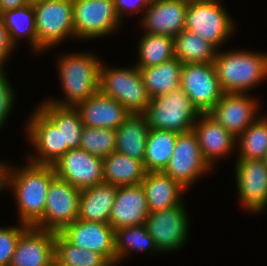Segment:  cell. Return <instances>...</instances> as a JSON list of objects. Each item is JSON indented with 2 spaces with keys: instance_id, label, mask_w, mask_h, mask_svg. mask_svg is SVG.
Returning a JSON list of instances; mask_svg holds the SVG:
<instances>
[{
  "instance_id": "cell-8",
  "label": "cell",
  "mask_w": 267,
  "mask_h": 266,
  "mask_svg": "<svg viewBox=\"0 0 267 266\" xmlns=\"http://www.w3.org/2000/svg\"><path fill=\"white\" fill-rule=\"evenodd\" d=\"M72 4L75 38H102L120 27L114 0H72Z\"/></svg>"
},
{
  "instance_id": "cell-34",
  "label": "cell",
  "mask_w": 267,
  "mask_h": 266,
  "mask_svg": "<svg viewBox=\"0 0 267 266\" xmlns=\"http://www.w3.org/2000/svg\"><path fill=\"white\" fill-rule=\"evenodd\" d=\"M267 117V116H266ZM259 116L238 137L237 159H263L267 152V118Z\"/></svg>"
},
{
  "instance_id": "cell-26",
  "label": "cell",
  "mask_w": 267,
  "mask_h": 266,
  "mask_svg": "<svg viewBox=\"0 0 267 266\" xmlns=\"http://www.w3.org/2000/svg\"><path fill=\"white\" fill-rule=\"evenodd\" d=\"M38 108L61 129L62 146H66V152L79 148L84 125L75 107L58 106L45 100Z\"/></svg>"
},
{
  "instance_id": "cell-15",
  "label": "cell",
  "mask_w": 267,
  "mask_h": 266,
  "mask_svg": "<svg viewBox=\"0 0 267 266\" xmlns=\"http://www.w3.org/2000/svg\"><path fill=\"white\" fill-rule=\"evenodd\" d=\"M56 176L83 190L104 182L103 158L82 150H68L54 164Z\"/></svg>"
},
{
  "instance_id": "cell-24",
  "label": "cell",
  "mask_w": 267,
  "mask_h": 266,
  "mask_svg": "<svg viewBox=\"0 0 267 266\" xmlns=\"http://www.w3.org/2000/svg\"><path fill=\"white\" fill-rule=\"evenodd\" d=\"M116 193L117 187L106 182L81 190L77 219L109 223Z\"/></svg>"
},
{
  "instance_id": "cell-25",
  "label": "cell",
  "mask_w": 267,
  "mask_h": 266,
  "mask_svg": "<svg viewBox=\"0 0 267 266\" xmlns=\"http://www.w3.org/2000/svg\"><path fill=\"white\" fill-rule=\"evenodd\" d=\"M149 131L150 127L143 113L130 114L116 129L115 151L143 163Z\"/></svg>"
},
{
  "instance_id": "cell-4",
  "label": "cell",
  "mask_w": 267,
  "mask_h": 266,
  "mask_svg": "<svg viewBox=\"0 0 267 266\" xmlns=\"http://www.w3.org/2000/svg\"><path fill=\"white\" fill-rule=\"evenodd\" d=\"M143 114L150 129L178 134L192 131L200 115L181 87L152 98Z\"/></svg>"
},
{
  "instance_id": "cell-16",
  "label": "cell",
  "mask_w": 267,
  "mask_h": 266,
  "mask_svg": "<svg viewBox=\"0 0 267 266\" xmlns=\"http://www.w3.org/2000/svg\"><path fill=\"white\" fill-rule=\"evenodd\" d=\"M59 233L73 245L97 252L116 266L115 230L109 223L76 219Z\"/></svg>"
},
{
  "instance_id": "cell-45",
  "label": "cell",
  "mask_w": 267,
  "mask_h": 266,
  "mask_svg": "<svg viewBox=\"0 0 267 266\" xmlns=\"http://www.w3.org/2000/svg\"><path fill=\"white\" fill-rule=\"evenodd\" d=\"M263 160H264V163H265V164H266V166H267V152H266V154H265V156H264Z\"/></svg>"
},
{
  "instance_id": "cell-35",
  "label": "cell",
  "mask_w": 267,
  "mask_h": 266,
  "mask_svg": "<svg viewBox=\"0 0 267 266\" xmlns=\"http://www.w3.org/2000/svg\"><path fill=\"white\" fill-rule=\"evenodd\" d=\"M55 259L65 266H113L103 255L68 242L55 234Z\"/></svg>"
},
{
  "instance_id": "cell-22",
  "label": "cell",
  "mask_w": 267,
  "mask_h": 266,
  "mask_svg": "<svg viewBox=\"0 0 267 266\" xmlns=\"http://www.w3.org/2000/svg\"><path fill=\"white\" fill-rule=\"evenodd\" d=\"M83 125L117 129L131 114L117 100L98 91L76 107Z\"/></svg>"
},
{
  "instance_id": "cell-10",
  "label": "cell",
  "mask_w": 267,
  "mask_h": 266,
  "mask_svg": "<svg viewBox=\"0 0 267 266\" xmlns=\"http://www.w3.org/2000/svg\"><path fill=\"white\" fill-rule=\"evenodd\" d=\"M211 169L202 156L195 132L192 130L179 133L172 156L163 173L187 190Z\"/></svg>"
},
{
  "instance_id": "cell-1",
  "label": "cell",
  "mask_w": 267,
  "mask_h": 266,
  "mask_svg": "<svg viewBox=\"0 0 267 266\" xmlns=\"http://www.w3.org/2000/svg\"><path fill=\"white\" fill-rule=\"evenodd\" d=\"M55 176L53 165L28 161L21 168L9 166L6 187H12L20 223L34 226L43 217L48 189Z\"/></svg>"
},
{
  "instance_id": "cell-31",
  "label": "cell",
  "mask_w": 267,
  "mask_h": 266,
  "mask_svg": "<svg viewBox=\"0 0 267 266\" xmlns=\"http://www.w3.org/2000/svg\"><path fill=\"white\" fill-rule=\"evenodd\" d=\"M138 45V69L157 66L175 57L174 38L145 32Z\"/></svg>"
},
{
  "instance_id": "cell-42",
  "label": "cell",
  "mask_w": 267,
  "mask_h": 266,
  "mask_svg": "<svg viewBox=\"0 0 267 266\" xmlns=\"http://www.w3.org/2000/svg\"><path fill=\"white\" fill-rule=\"evenodd\" d=\"M9 166L0 160V192L6 188L7 171Z\"/></svg>"
},
{
  "instance_id": "cell-17",
  "label": "cell",
  "mask_w": 267,
  "mask_h": 266,
  "mask_svg": "<svg viewBox=\"0 0 267 266\" xmlns=\"http://www.w3.org/2000/svg\"><path fill=\"white\" fill-rule=\"evenodd\" d=\"M257 101L247 93H224L208 114L237 138L258 118Z\"/></svg>"
},
{
  "instance_id": "cell-41",
  "label": "cell",
  "mask_w": 267,
  "mask_h": 266,
  "mask_svg": "<svg viewBox=\"0 0 267 266\" xmlns=\"http://www.w3.org/2000/svg\"><path fill=\"white\" fill-rule=\"evenodd\" d=\"M29 3V0H0V14L6 10H11L25 6Z\"/></svg>"
},
{
  "instance_id": "cell-40",
  "label": "cell",
  "mask_w": 267,
  "mask_h": 266,
  "mask_svg": "<svg viewBox=\"0 0 267 266\" xmlns=\"http://www.w3.org/2000/svg\"><path fill=\"white\" fill-rule=\"evenodd\" d=\"M15 46L11 43L8 30L4 25L3 19L0 17V70H4L6 63Z\"/></svg>"
},
{
  "instance_id": "cell-38",
  "label": "cell",
  "mask_w": 267,
  "mask_h": 266,
  "mask_svg": "<svg viewBox=\"0 0 267 266\" xmlns=\"http://www.w3.org/2000/svg\"><path fill=\"white\" fill-rule=\"evenodd\" d=\"M6 73L4 70H0V128L4 126L8 116L10 115L14 101H15V93L11 84L6 77Z\"/></svg>"
},
{
  "instance_id": "cell-30",
  "label": "cell",
  "mask_w": 267,
  "mask_h": 266,
  "mask_svg": "<svg viewBox=\"0 0 267 266\" xmlns=\"http://www.w3.org/2000/svg\"><path fill=\"white\" fill-rule=\"evenodd\" d=\"M175 58L182 64L214 62L218 49L186 29L174 37Z\"/></svg>"
},
{
  "instance_id": "cell-23",
  "label": "cell",
  "mask_w": 267,
  "mask_h": 266,
  "mask_svg": "<svg viewBox=\"0 0 267 266\" xmlns=\"http://www.w3.org/2000/svg\"><path fill=\"white\" fill-rule=\"evenodd\" d=\"M150 212L168 209L183 201L187 190L163 172H146L141 181Z\"/></svg>"
},
{
  "instance_id": "cell-44",
  "label": "cell",
  "mask_w": 267,
  "mask_h": 266,
  "mask_svg": "<svg viewBox=\"0 0 267 266\" xmlns=\"http://www.w3.org/2000/svg\"><path fill=\"white\" fill-rule=\"evenodd\" d=\"M42 1H45V0H29V3L31 5H34V4L39 3V2H42Z\"/></svg>"
},
{
  "instance_id": "cell-18",
  "label": "cell",
  "mask_w": 267,
  "mask_h": 266,
  "mask_svg": "<svg viewBox=\"0 0 267 266\" xmlns=\"http://www.w3.org/2000/svg\"><path fill=\"white\" fill-rule=\"evenodd\" d=\"M55 234L28 226L18 238L9 266H50L55 259Z\"/></svg>"
},
{
  "instance_id": "cell-36",
  "label": "cell",
  "mask_w": 267,
  "mask_h": 266,
  "mask_svg": "<svg viewBox=\"0 0 267 266\" xmlns=\"http://www.w3.org/2000/svg\"><path fill=\"white\" fill-rule=\"evenodd\" d=\"M79 147L100 158L116 149V129L84 126Z\"/></svg>"
},
{
  "instance_id": "cell-33",
  "label": "cell",
  "mask_w": 267,
  "mask_h": 266,
  "mask_svg": "<svg viewBox=\"0 0 267 266\" xmlns=\"http://www.w3.org/2000/svg\"><path fill=\"white\" fill-rule=\"evenodd\" d=\"M116 265L133 251L159 252L145 225L122 227L115 230Z\"/></svg>"
},
{
  "instance_id": "cell-7",
  "label": "cell",
  "mask_w": 267,
  "mask_h": 266,
  "mask_svg": "<svg viewBox=\"0 0 267 266\" xmlns=\"http://www.w3.org/2000/svg\"><path fill=\"white\" fill-rule=\"evenodd\" d=\"M37 34V52L75 38L72 0H45L33 5Z\"/></svg>"
},
{
  "instance_id": "cell-5",
  "label": "cell",
  "mask_w": 267,
  "mask_h": 266,
  "mask_svg": "<svg viewBox=\"0 0 267 266\" xmlns=\"http://www.w3.org/2000/svg\"><path fill=\"white\" fill-rule=\"evenodd\" d=\"M99 91L117 100L131 114L144 113L151 101L140 70L131 68H109L100 64Z\"/></svg>"
},
{
  "instance_id": "cell-9",
  "label": "cell",
  "mask_w": 267,
  "mask_h": 266,
  "mask_svg": "<svg viewBox=\"0 0 267 266\" xmlns=\"http://www.w3.org/2000/svg\"><path fill=\"white\" fill-rule=\"evenodd\" d=\"M180 87L200 114L209 113L224 94L214 62L183 64Z\"/></svg>"
},
{
  "instance_id": "cell-43",
  "label": "cell",
  "mask_w": 267,
  "mask_h": 266,
  "mask_svg": "<svg viewBox=\"0 0 267 266\" xmlns=\"http://www.w3.org/2000/svg\"><path fill=\"white\" fill-rule=\"evenodd\" d=\"M50 266H65V265L61 264L59 261L54 259Z\"/></svg>"
},
{
  "instance_id": "cell-20",
  "label": "cell",
  "mask_w": 267,
  "mask_h": 266,
  "mask_svg": "<svg viewBox=\"0 0 267 266\" xmlns=\"http://www.w3.org/2000/svg\"><path fill=\"white\" fill-rule=\"evenodd\" d=\"M149 213L145 190L141 184L117 187L109 224L114 230L144 225Z\"/></svg>"
},
{
  "instance_id": "cell-19",
  "label": "cell",
  "mask_w": 267,
  "mask_h": 266,
  "mask_svg": "<svg viewBox=\"0 0 267 266\" xmlns=\"http://www.w3.org/2000/svg\"><path fill=\"white\" fill-rule=\"evenodd\" d=\"M187 0H150L140 20L150 34L175 37L185 29Z\"/></svg>"
},
{
  "instance_id": "cell-21",
  "label": "cell",
  "mask_w": 267,
  "mask_h": 266,
  "mask_svg": "<svg viewBox=\"0 0 267 266\" xmlns=\"http://www.w3.org/2000/svg\"><path fill=\"white\" fill-rule=\"evenodd\" d=\"M204 160L211 168L215 162L229 153L236 147V137L227 131L212 116L200 114L193 127Z\"/></svg>"
},
{
  "instance_id": "cell-29",
  "label": "cell",
  "mask_w": 267,
  "mask_h": 266,
  "mask_svg": "<svg viewBox=\"0 0 267 266\" xmlns=\"http://www.w3.org/2000/svg\"><path fill=\"white\" fill-rule=\"evenodd\" d=\"M178 133L150 129L143 165L146 172H163L172 156Z\"/></svg>"
},
{
  "instance_id": "cell-32",
  "label": "cell",
  "mask_w": 267,
  "mask_h": 266,
  "mask_svg": "<svg viewBox=\"0 0 267 266\" xmlns=\"http://www.w3.org/2000/svg\"><path fill=\"white\" fill-rule=\"evenodd\" d=\"M8 30L11 43L16 47L17 41L22 37L28 38L34 52H37V34L35 26L33 5L6 10L0 14ZM24 36V37H23Z\"/></svg>"
},
{
  "instance_id": "cell-13",
  "label": "cell",
  "mask_w": 267,
  "mask_h": 266,
  "mask_svg": "<svg viewBox=\"0 0 267 266\" xmlns=\"http://www.w3.org/2000/svg\"><path fill=\"white\" fill-rule=\"evenodd\" d=\"M26 122L28 140L34 150H37L34 153L38 154H28L27 161L53 165L66 153V146H62L61 129H58L39 108L31 113Z\"/></svg>"
},
{
  "instance_id": "cell-2",
  "label": "cell",
  "mask_w": 267,
  "mask_h": 266,
  "mask_svg": "<svg viewBox=\"0 0 267 266\" xmlns=\"http://www.w3.org/2000/svg\"><path fill=\"white\" fill-rule=\"evenodd\" d=\"M100 60L88 52L61 55L57 67L65 99L50 98L47 101L58 106L76 107L96 94L99 91Z\"/></svg>"
},
{
  "instance_id": "cell-3",
  "label": "cell",
  "mask_w": 267,
  "mask_h": 266,
  "mask_svg": "<svg viewBox=\"0 0 267 266\" xmlns=\"http://www.w3.org/2000/svg\"><path fill=\"white\" fill-rule=\"evenodd\" d=\"M214 65L224 93H248L267 78V53L217 51Z\"/></svg>"
},
{
  "instance_id": "cell-39",
  "label": "cell",
  "mask_w": 267,
  "mask_h": 266,
  "mask_svg": "<svg viewBox=\"0 0 267 266\" xmlns=\"http://www.w3.org/2000/svg\"><path fill=\"white\" fill-rule=\"evenodd\" d=\"M118 16L122 20L126 12L138 13L145 11L150 0H114Z\"/></svg>"
},
{
  "instance_id": "cell-14",
  "label": "cell",
  "mask_w": 267,
  "mask_h": 266,
  "mask_svg": "<svg viewBox=\"0 0 267 266\" xmlns=\"http://www.w3.org/2000/svg\"><path fill=\"white\" fill-rule=\"evenodd\" d=\"M235 181L240 204L258 214L267 207V166L263 159H237Z\"/></svg>"
},
{
  "instance_id": "cell-28",
  "label": "cell",
  "mask_w": 267,
  "mask_h": 266,
  "mask_svg": "<svg viewBox=\"0 0 267 266\" xmlns=\"http://www.w3.org/2000/svg\"><path fill=\"white\" fill-rule=\"evenodd\" d=\"M182 66L183 64L174 57L157 66L139 69L151 99L180 87Z\"/></svg>"
},
{
  "instance_id": "cell-6",
  "label": "cell",
  "mask_w": 267,
  "mask_h": 266,
  "mask_svg": "<svg viewBox=\"0 0 267 266\" xmlns=\"http://www.w3.org/2000/svg\"><path fill=\"white\" fill-rule=\"evenodd\" d=\"M234 21L220 0H190L185 29L199 35L218 50L235 32ZM221 45V46H220Z\"/></svg>"
},
{
  "instance_id": "cell-27",
  "label": "cell",
  "mask_w": 267,
  "mask_h": 266,
  "mask_svg": "<svg viewBox=\"0 0 267 266\" xmlns=\"http://www.w3.org/2000/svg\"><path fill=\"white\" fill-rule=\"evenodd\" d=\"M146 174L141 161L113 152L103 158V179L116 187L141 184Z\"/></svg>"
},
{
  "instance_id": "cell-37",
  "label": "cell",
  "mask_w": 267,
  "mask_h": 266,
  "mask_svg": "<svg viewBox=\"0 0 267 266\" xmlns=\"http://www.w3.org/2000/svg\"><path fill=\"white\" fill-rule=\"evenodd\" d=\"M17 227H0V266H9L18 238L28 225L19 223Z\"/></svg>"
},
{
  "instance_id": "cell-11",
  "label": "cell",
  "mask_w": 267,
  "mask_h": 266,
  "mask_svg": "<svg viewBox=\"0 0 267 266\" xmlns=\"http://www.w3.org/2000/svg\"><path fill=\"white\" fill-rule=\"evenodd\" d=\"M80 194V189L55 176L48 189L43 217L34 226L60 232L78 218Z\"/></svg>"
},
{
  "instance_id": "cell-12",
  "label": "cell",
  "mask_w": 267,
  "mask_h": 266,
  "mask_svg": "<svg viewBox=\"0 0 267 266\" xmlns=\"http://www.w3.org/2000/svg\"><path fill=\"white\" fill-rule=\"evenodd\" d=\"M184 206L182 201L174 207L148 214L144 225L154 239L159 253L177 251L186 245L190 225Z\"/></svg>"
}]
</instances>
